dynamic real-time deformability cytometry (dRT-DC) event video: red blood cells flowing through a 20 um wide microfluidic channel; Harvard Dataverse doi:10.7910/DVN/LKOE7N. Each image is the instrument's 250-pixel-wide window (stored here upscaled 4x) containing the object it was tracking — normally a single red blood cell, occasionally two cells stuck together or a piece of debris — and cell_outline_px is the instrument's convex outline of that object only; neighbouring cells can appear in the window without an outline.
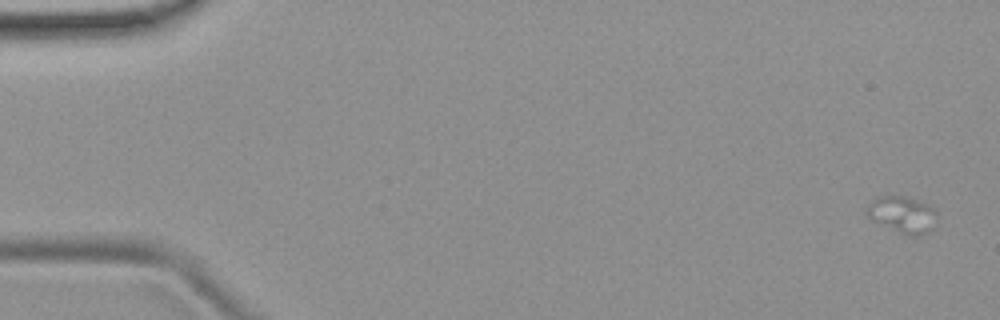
{"species": "common noctule bat (a hibernating species)", "species_latin": "Nyctalus noctula", "temperature_condition": "room temperature", "stored_images_in_passage": 5, "camera_frame_rate_fps": 3000, "um_per_image_px": 0.085, "animal": {"sex": "female", "body_mass_g": 19.9}, "frame": {"image": 1, "passage_image": 1, "time_ms": 0.0, "image_size_px": [1000, 320], "cell_outline_px": [[936, 228], [928, 232], [912, 236], [900, 232], [872, 220], [864, 212], [872, 200], [888, 192], [908, 196], [936, 208]], "centroid_in_image_um": [76.72, 18.18], "position_along_channel_um": 8.3, "area_um2": 15.37}}